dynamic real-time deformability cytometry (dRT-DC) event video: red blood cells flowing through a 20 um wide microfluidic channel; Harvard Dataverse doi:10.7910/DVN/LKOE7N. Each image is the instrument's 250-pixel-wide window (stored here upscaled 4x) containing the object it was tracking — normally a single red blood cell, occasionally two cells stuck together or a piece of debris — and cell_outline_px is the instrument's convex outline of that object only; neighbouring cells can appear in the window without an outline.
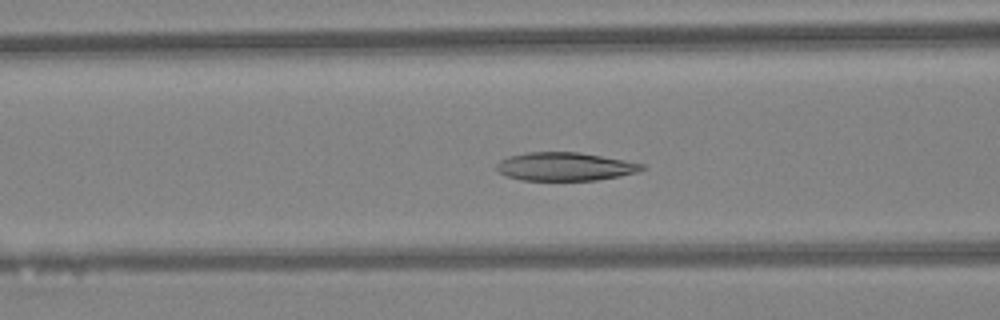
{"species": "Egyptian fruit bat (a non-hibernating species)", "species_latin": "Rousettus aegyptiacus", "temperature_condition": "warm", "stored_images_in_passage": 45, "camera_frame_rate_fps": 3000, "um_per_image_px": 0.085, "animal": {"sex": "female"}, "frame": {"image": 1, "passage_image": 18, "time_ms": 5.667, "image_size_px": [1000, 320], "cell_outline_px": [[648, 168], [636, 172], [620, 176], [596, 180], [520, 180], [504, 176], [496, 168], [496, 164], [500, 160], [508, 156], [528, 152], [576, 152], [624, 160], [644, 164]], "centroid_in_image_um": [48.0, 14.16], "position_along_channel_um": 118.6, "area_um2": 23.99}}
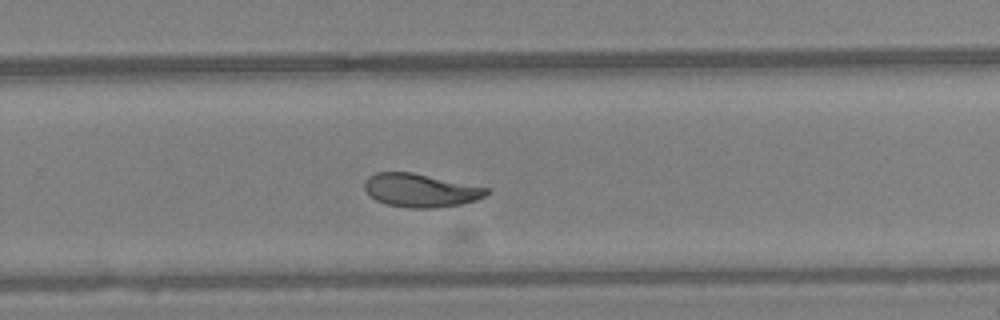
{"frame": {"image": 2, "passage_image": 30, "time_ms": 9.667, "image_size_px": [1000, 320], "cell_outline_px": [[488, 192], [484, 196], [476, 200], [460, 204], [436, 208], [408, 208], [388, 204], [376, 200], [364, 188], [364, 180], [368, 176], [376, 172], [412, 172], [488, 188]], "centroid_in_image_um": [35.71, 16.17], "position_along_channel_um": 294.1, "area_um2": 23.52}}
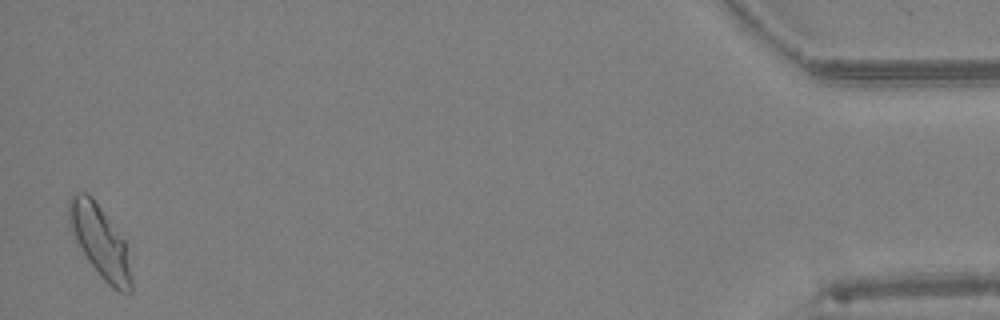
{"frame": {"image": 3, "passage_image": 45, "time_ms": 14.667, "image_size_px": [1000, 320], "cell_outline_px": [[132, 292], [120, 292], [112, 288], [100, 276], [88, 260], [76, 240], [68, 224], [68, 200], [76, 192], [88, 192], [92, 196], [124, 240], [132, 276]], "centroid_in_image_um": [8.49, 20.52], "position_along_channel_um": 426.7, "area_um2": 25.95}, "authors_computed_cell_mechanics": {"area_um2": 24.6228, "velocity_mm_per_s": 4.416, "shape_relaxation_time_tau1_ms": 5.4667, "shape_relaxation_time_tau2_ms": 2.3441, "deformation_change_tau1": 0.166, "deformation_change_tau2": 0.0778}}